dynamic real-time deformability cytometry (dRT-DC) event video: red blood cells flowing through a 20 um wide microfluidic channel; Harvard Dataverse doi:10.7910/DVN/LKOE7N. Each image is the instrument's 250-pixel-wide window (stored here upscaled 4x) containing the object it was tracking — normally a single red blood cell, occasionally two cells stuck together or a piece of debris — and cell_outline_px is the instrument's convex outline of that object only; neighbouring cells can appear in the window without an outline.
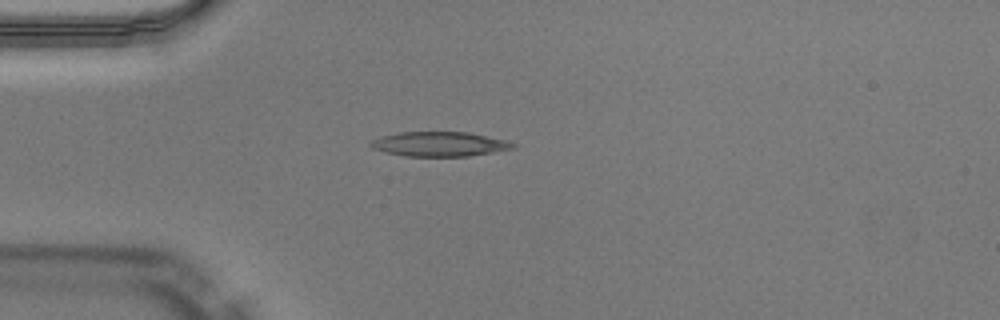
{"species": "Egyptian fruit bat (a non-hibernating species)", "species_latin": "Rousettus aegyptiacus", "temperature_condition": "warm", "stored_images_in_passage": 43, "camera_frame_rate_fps": 3000, "um_per_image_px": 0.085, "animal": {"sex": "male"}, "frame": {"image": 1, "passage_image": 7, "time_ms": 2.0, "image_size_px": [1000, 320], "cell_outline_px": [[516, 148], [468, 156], [404, 156], [372, 148], [368, 144], [372, 140], [380, 136], [396, 132], [468, 132], [508, 140], [516, 144]], "centroid_in_image_um": [37.37, 12.23], "position_along_channel_um": 47.6, "area_um2": 20.46}, "authors_computed_cell_mechanics": {"area_um2": 20.4612, "velocity_mm_per_s": 4.0544, "shape_relaxation_time_tau1_ms": 10.6419, "shape_relaxation_time_tau2_ms": 2.628, "deformation_change_tau1": 0.3105, "deformation_change_tau2": 0.126}}